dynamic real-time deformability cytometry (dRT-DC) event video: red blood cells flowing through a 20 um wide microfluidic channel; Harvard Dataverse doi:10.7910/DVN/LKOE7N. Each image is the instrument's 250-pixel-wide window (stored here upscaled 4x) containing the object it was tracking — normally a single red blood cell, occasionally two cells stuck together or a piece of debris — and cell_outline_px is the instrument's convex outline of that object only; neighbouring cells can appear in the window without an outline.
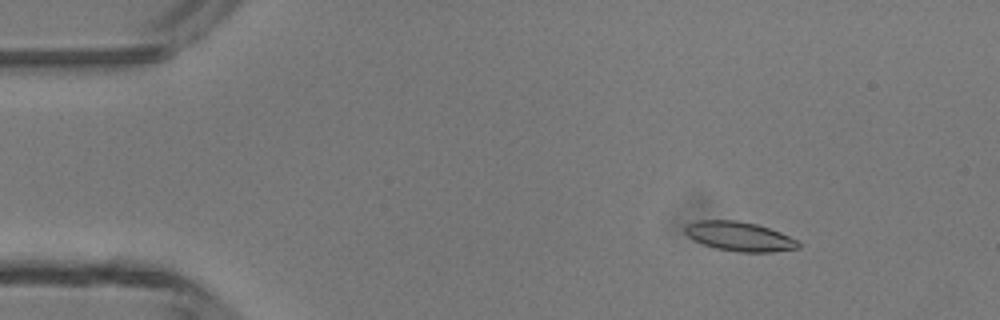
{"species": "common noctule bat (a hibernating species)", "species_latin": "Nyctalus noctula", "temperature_condition": "room temperature", "stored_images_in_passage": 4, "camera_frame_rate_fps": 3000, "um_per_image_px": 0.085, "animal": {"sex": "male", "body_mass_g": 13.3}, "frame": {"image": 1, "passage_image": 2, "time_ms": 1.0, "image_size_px": [1000, 320], "cell_outline_px": [[800, 248], [772, 252], [740, 252], [716, 248], [692, 240], [684, 232], [684, 228], [688, 224], [696, 220], [736, 220], [756, 224], [780, 232], [796, 240], [800, 244]], "centroid_in_image_um": [62.83, 20.09], "position_along_channel_um": 22.2, "area_um2": 19.31}}